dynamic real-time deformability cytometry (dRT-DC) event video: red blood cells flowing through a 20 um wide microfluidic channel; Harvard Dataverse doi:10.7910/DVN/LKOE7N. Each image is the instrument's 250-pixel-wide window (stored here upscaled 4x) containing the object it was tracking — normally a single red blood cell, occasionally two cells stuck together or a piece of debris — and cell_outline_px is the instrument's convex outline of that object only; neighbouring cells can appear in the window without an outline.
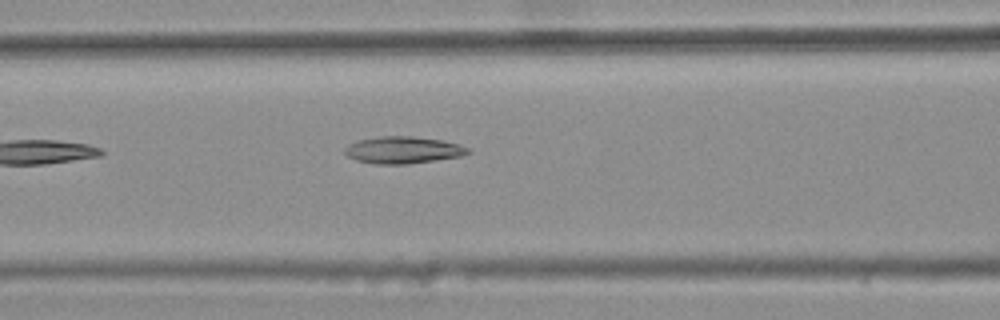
{"species": "common noctule bat (a hibernating species)", "species_latin": "Nyctalus noctula", "temperature_condition": "warm", "stored_images_in_passage": 6, "camera_frame_rate_fps": 3000, "um_per_image_px": 0.085, "animal": {"sex": "female", "body_mass_g": 25.1}, "frame": {"image": 1, "passage_image": 6, "time_ms": 1.667, "image_size_px": [1000, 320], "cell_outline_px": [[472, 152], [460, 156], [404, 164], [376, 164], [356, 160], [348, 156], [344, 152], [344, 148], [348, 144], [360, 140], [380, 136], [412, 136], [444, 140], [468, 148]], "centroid_in_image_um": [34.23, 12.74], "position_along_channel_um": 132.4, "area_um2": 19.13}}